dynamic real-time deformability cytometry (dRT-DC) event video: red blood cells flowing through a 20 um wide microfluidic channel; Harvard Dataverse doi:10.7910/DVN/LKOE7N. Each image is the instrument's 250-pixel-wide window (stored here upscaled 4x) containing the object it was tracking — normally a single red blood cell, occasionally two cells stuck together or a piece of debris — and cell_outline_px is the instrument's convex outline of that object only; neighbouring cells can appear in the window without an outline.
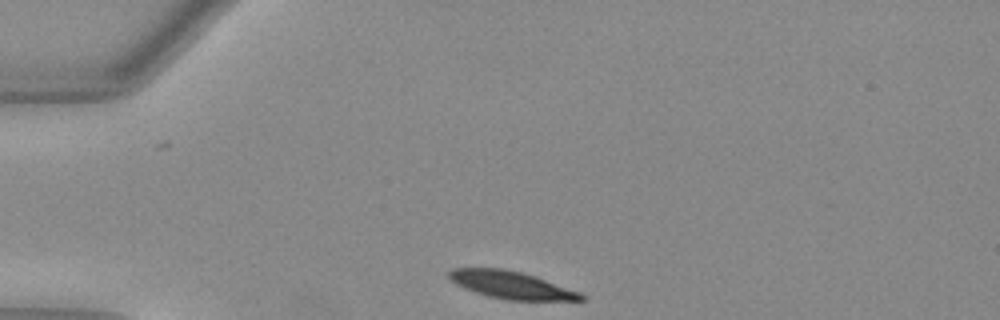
{"species": "Egyptian fruit bat (a non-hibernating species)", "species_latin": "Rousettus aegyptiacus", "temperature_condition": "warm", "stored_images_in_passage": 35, "camera_frame_rate_fps": 3000, "um_per_image_px": 0.085, "animal": {"sex": "female"}, "frame": {"image": 1, "passage_image": 1, "time_ms": 0.0, "image_size_px": [1000, 320], "cell_outline_px": [[584, 300], [508, 300], [488, 296], [464, 288], [456, 284], [448, 276], [448, 272], [452, 268], [504, 268], [536, 276], [580, 292], [584, 296]], "centroid_in_image_um": [43.44, 24.21], "position_along_channel_um": 41.6, "area_um2": 20.98}}
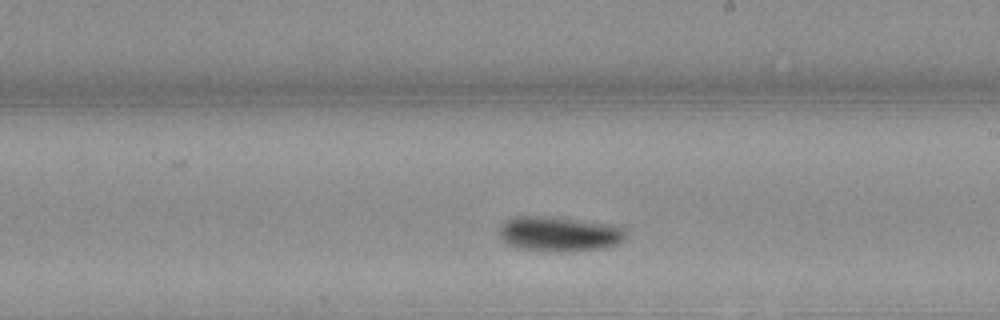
{"frame": {"image": 2, "passage_image": 19, "time_ms": 6.0, "image_size_px": [1000, 320], "cell_outline_px": [[624, 240], [620, 244], [608, 248], [572, 252], [556, 252], [516, 248], [508, 244], [500, 236], [500, 224], [516, 216], [544, 216], [620, 224], [624, 228]], "centroid_in_image_um": [47.61, 19.89], "position_along_channel_um": 241.4, "area_um2": 26.36}}
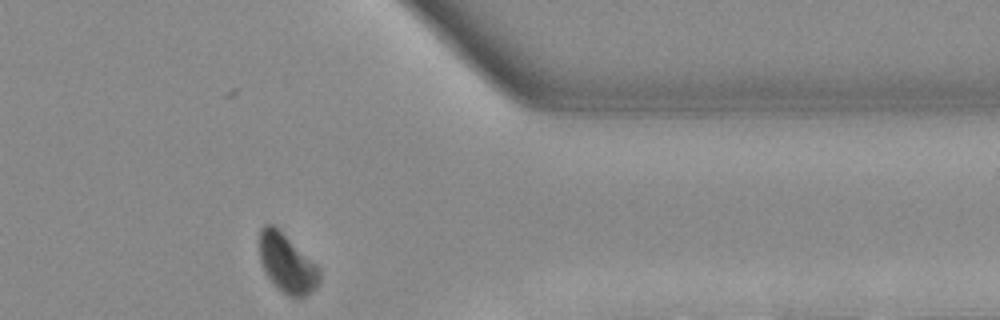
{"frame": {"image": 3, "passage_image": 31, "time_ms": 10.0, "image_size_px": [1000, 320], "cell_outline_px": [[320, 284], [316, 288], [304, 296], [288, 296], [276, 288], [264, 272], [260, 260], [260, 228], [264, 224], [272, 224], [316, 264], [320, 268]], "centroid_in_image_um": [24.39, 22.42], "position_along_channel_um": 387.0, "area_um2": 20.35}, "authors_computed_cell_mechanics": {"area_um2": 23.5824, "velocity_mm_per_s": 3.947, "shape_relaxation_time_tau1_ms": 1.9672, "shape_relaxation_time_tau2_ms": null, "deformation_change_tau1": 0.1423, "deformation_change_tau2": null}}